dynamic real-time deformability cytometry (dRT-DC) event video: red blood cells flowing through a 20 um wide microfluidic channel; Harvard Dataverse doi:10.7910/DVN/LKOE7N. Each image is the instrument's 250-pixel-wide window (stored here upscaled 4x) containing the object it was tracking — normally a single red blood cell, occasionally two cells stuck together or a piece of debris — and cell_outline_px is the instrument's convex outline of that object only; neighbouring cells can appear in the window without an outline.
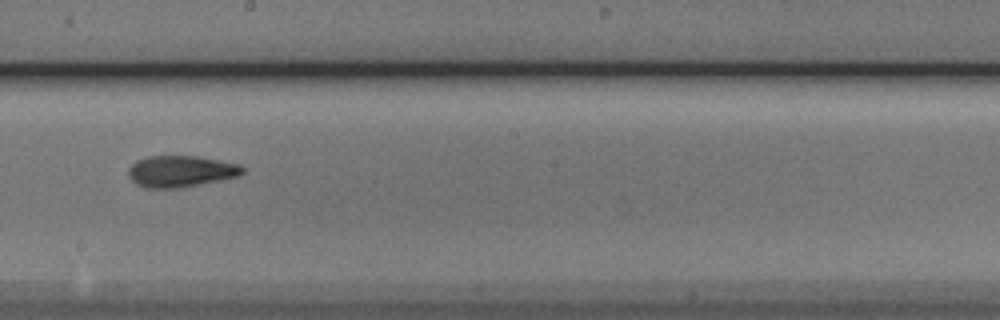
{"species": "Egyptian fruit bat (a non-hibernating species)", "species_latin": "Rousettus aegyptiacus", "temperature_condition": "cold", "stored_images_in_passage": 9, "camera_frame_rate_fps": 3000, "um_per_image_px": 0.085, "animal": {"sex": "male"}, "frame": {"image": 1, "passage_image": 8, "time_ms": 8.0, "image_size_px": [1000, 320], "cell_outline_px": [[244, 172], [240, 176], [184, 188], [144, 188], [136, 184], [128, 176], [128, 168], [136, 160], [148, 156], [200, 156], [240, 164], [244, 168]], "centroid_in_image_um": [15.38, 14.57], "position_along_channel_um": 232.8, "area_um2": 21.33}}
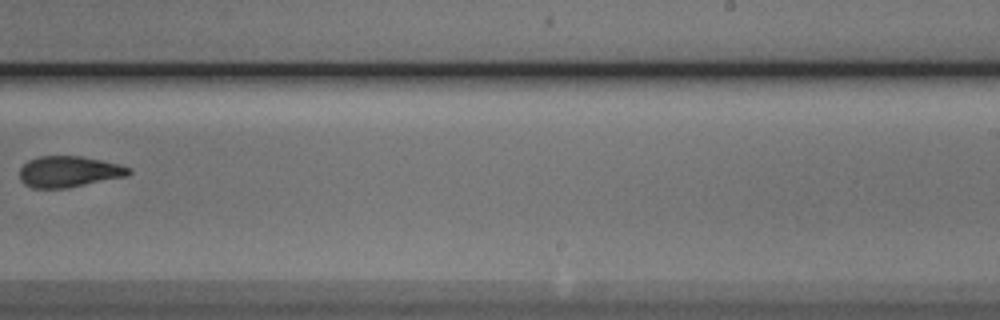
{"frame": {"image": 2, "passage_image": 9, "time_ms": 9.333, "image_size_px": [1000, 320], "cell_outline_px": [[132, 172], [128, 176], [64, 188], [32, 188], [24, 184], [20, 180], [20, 168], [28, 160], [40, 156], [80, 156], [100, 160], [132, 168]], "centroid_in_image_um": [5.84, 14.59], "position_along_channel_um": 283.2, "area_um2": 19.65}}